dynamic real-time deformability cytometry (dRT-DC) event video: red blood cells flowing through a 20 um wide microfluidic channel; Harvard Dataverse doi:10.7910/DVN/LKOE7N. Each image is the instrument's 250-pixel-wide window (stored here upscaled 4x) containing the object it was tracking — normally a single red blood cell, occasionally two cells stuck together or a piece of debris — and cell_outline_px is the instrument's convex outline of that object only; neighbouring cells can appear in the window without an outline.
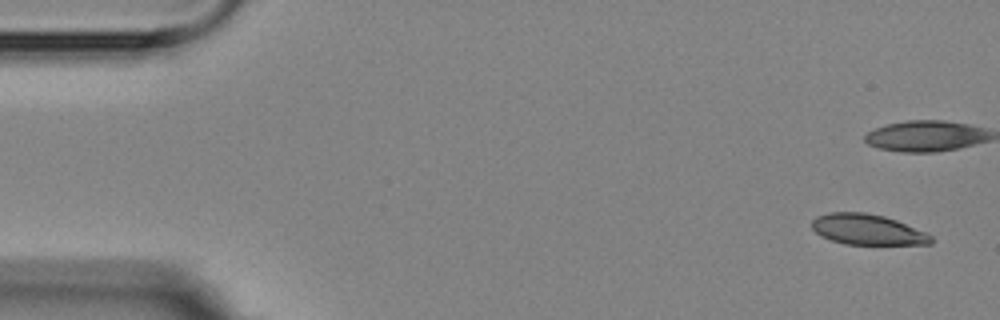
{"species": "Egyptian fruit bat (a non-hibernating species)", "species_latin": "Rousettus aegyptiacus", "temperature_condition": "room temperature", "stored_images_in_passage": 6, "camera_frame_rate_fps": 3000, "um_per_image_px": 0.085, "animal": {"sex": "female"}, "frame": {"image": 1, "passage_image": 1, "time_ms": 0.0, "image_size_px": [1000, 320], "cell_outline_px": [[932, 244], [844, 244], [820, 236], [812, 228], [812, 220], [816, 216], [828, 212], [864, 212], [884, 216], [896, 220], [924, 232], [932, 236]], "centroid_in_image_um": [73.69, 19.5], "position_along_channel_um": 11.3, "area_um2": 21.1}}
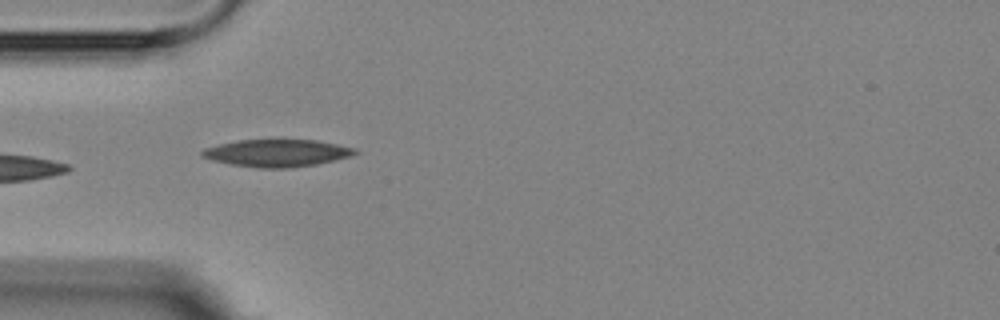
{"frame": {"image": 2, "passage_image": 5, "time_ms": 5.333, "image_size_px": [1000, 320], "cell_outline_px": [[360, 152], [348, 156], [316, 164], [288, 168], [260, 168], [232, 164], [212, 160], [200, 156], [200, 152], [204, 148], [220, 144], [240, 140], [316, 140], [356, 148]], "centroid_in_image_um": [23.52, 13.0], "position_along_channel_um": 61.5, "area_um2": 24.04}}
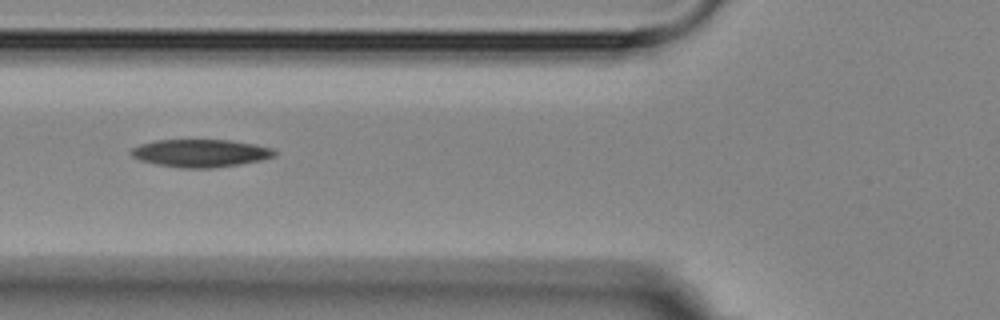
{"frame": {"image": 3, "passage_image": 6, "time_ms": 6.667, "image_size_px": [1000, 320], "cell_outline_px": [[276, 156], [260, 160], [240, 164], [212, 168], [180, 168], [156, 164], [140, 160], [132, 156], [128, 152], [132, 148], [140, 144], [156, 140], [232, 140], [256, 144], [272, 148], [276, 152]], "centroid_in_image_um": [17.04, 13.01], "position_along_channel_um": 108.8, "area_um2": 23.29}}